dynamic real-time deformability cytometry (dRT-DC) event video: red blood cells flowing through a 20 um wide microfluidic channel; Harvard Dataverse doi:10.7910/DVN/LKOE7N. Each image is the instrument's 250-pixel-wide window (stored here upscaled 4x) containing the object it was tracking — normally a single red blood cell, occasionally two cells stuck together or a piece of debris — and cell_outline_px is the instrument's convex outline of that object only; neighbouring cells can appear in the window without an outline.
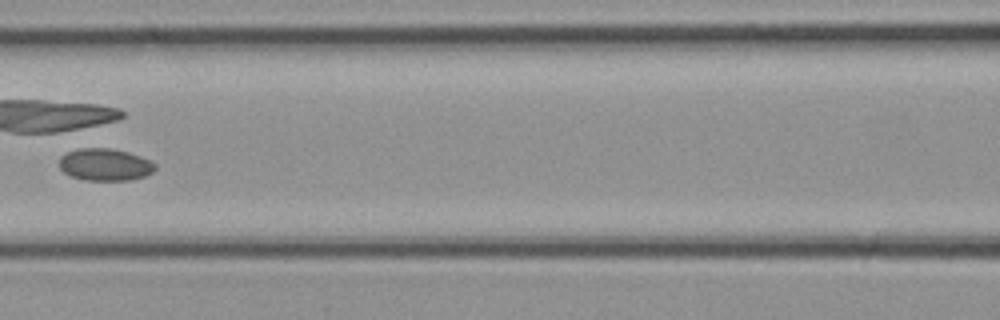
{"species": "common noctule bat (a hibernating species)", "species_latin": "Nyctalus noctula", "temperature_condition": "cold", "stored_images_in_passage": 33, "camera_frame_rate_fps": 3000, "um_per_image_px": 0.085, "animal": {"sex": "female", "body_mass_g": 21.9}, "frame": {"image": 1, "passage_image": 15, "time_ms": 4.667, "image_size_px": [1000, 320], "cell_outline_px": [[156, 168], [152, 172], [144, 176], [128, 180], [84, 180], [72, 176], [64, 172], [60, 168], [60, 156], [68, 152], [80, 148], [112, 148], [128, 152], [140, 156], [156, 164]], "centroid_in_image_um": [8.92, 13.99], "position_along_channel_um": 157.7, "area_um2": 17.86}}
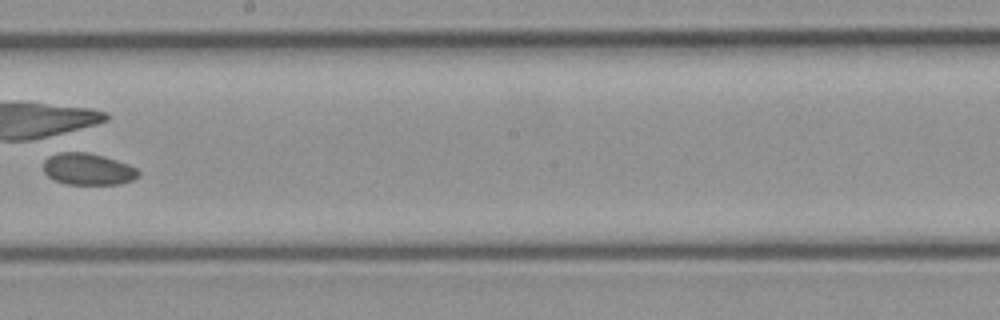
{"frame": {"image": 2, "passage_image": 19, "time_ms": 6.0, "image_size_px": [1000, 320], "cell_outline_px": [[140, 176], [132, 180], [120, 184], [64, 184], [52, 180], [44, 172], [44, 160], [48, 156], [60, 152], [88, 152], [104, 156], [128, 164], [136, 168], [140, 172]], "centroid_in_image_um": [7.47, 14.38], "position_along_channel_um": 240.7, "area_um2": 17.74}}